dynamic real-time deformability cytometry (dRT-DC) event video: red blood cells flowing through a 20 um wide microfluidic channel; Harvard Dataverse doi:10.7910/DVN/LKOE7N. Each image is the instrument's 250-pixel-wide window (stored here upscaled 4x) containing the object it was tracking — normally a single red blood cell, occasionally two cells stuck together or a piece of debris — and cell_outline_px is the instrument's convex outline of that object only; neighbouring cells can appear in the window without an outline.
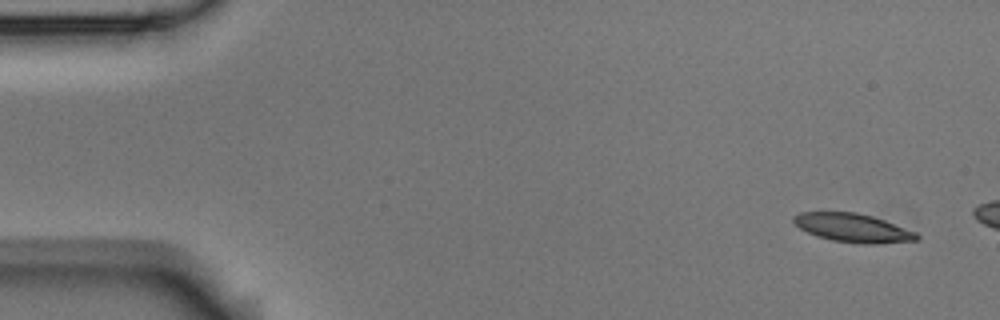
{"species": "Egyptian fruit bat (a non-hibernating species)", "species_latin": "Rousettus aegyptiacus", "temperature_condition": "room temperature", "stored_images_in_passage": 3, "camera_frame_rate_fps": 3000, "um_per_image_px": 0.085, "animal": {"sex": "male"}, "frame": {"image": 1, "passage_image": 1, "time_ms": 0.0, "image_size_px": [1000, 320], "cell_outline_px": [[920, 236], [916, 240], [876, 244], [860, 244], [832, 240], [816, 236], [800, 228], [792, 220], [792, 216], [800, 212], [856, 212], [872, 216], [884, 220], [916, 232]], "centroid_in_image_um": [72.48, 19.37], "position_along_channel_um": 12.5, "area_um2": 20.46}}